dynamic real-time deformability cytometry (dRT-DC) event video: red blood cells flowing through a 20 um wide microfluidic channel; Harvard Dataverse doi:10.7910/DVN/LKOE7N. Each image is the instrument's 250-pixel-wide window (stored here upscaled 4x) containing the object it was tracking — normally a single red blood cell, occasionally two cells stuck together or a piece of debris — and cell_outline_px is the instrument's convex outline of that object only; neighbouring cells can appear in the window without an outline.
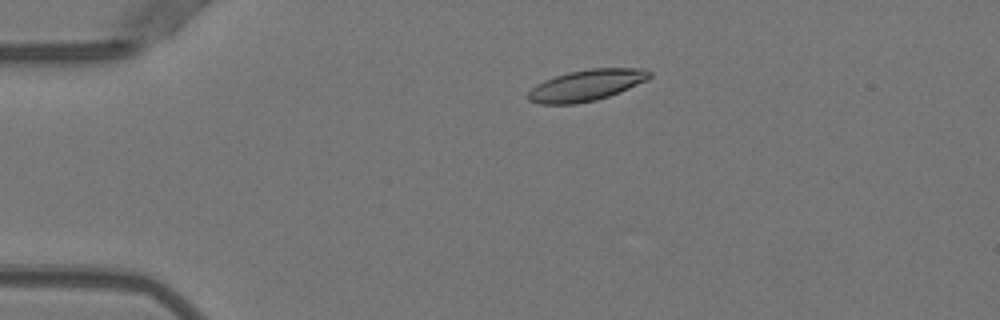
{"species": "Egyptian fruit bat (a non-hibernating species)", "species_latin": "Rousettus aegyptiacus", "temperature_condition": "warm", "stored_images_in_passage": 35, "camera_frame_rate_fps": 3000, "um_per_image_px": 0.085, "animal": {"sex": "female"}, "frame": {"image": 1, "passage_image": 1, "time_ms": 0.0, "image_size_px": [1000, 320], "cell_outline_px": [[652, 76], [648, 80], [620, 92], [596, 100], [576, 104], [540, 104], [528, 100], [528, 92], [536, 84], [544, 80], [568, 72], [592, 68], [644, 68], [652, 72]], "centroid_in_image_um": [49.87, 7.24], "position_along_channel_um": 35.1, "area_um2": 22.2}}
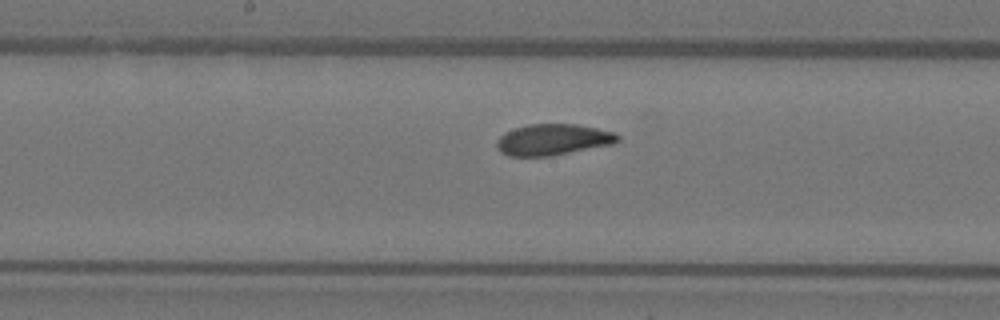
{"frame": {"image": 2, "passage_image": 17, "time_ms": 5.333, "image_size_px": [1000, 320], "cell_outline_px": [[620, 140], [612, 144], [552, 156], [508, 156], [500, 152], [496, 144], [496, 140], [504, 132], [528, 124], [576, 124], [616, 132], [620, 136]], "centroid_in_image_um": [47.0, 11.87], "position_along_channel_um": 201.2, "area_um2": 22.08}}
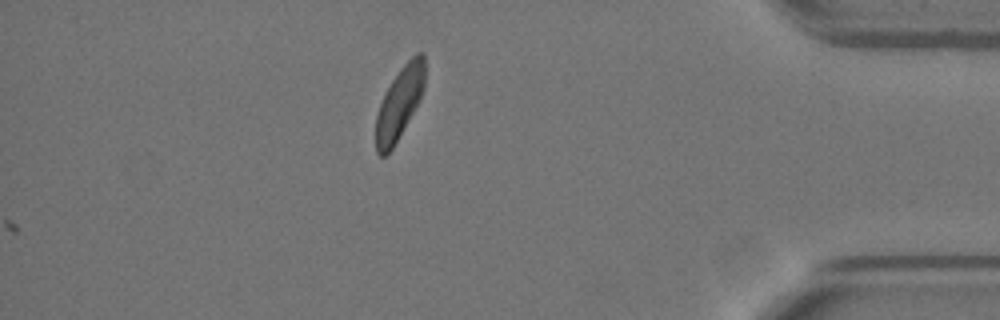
{"frame": {"image": 3, "passage_image": 35, "time_ms": 11.333, "image_size_px": [1000, 320], "cell_outline_px": [[424, 88], [420, 100], [392, 148], [384, 156], [380, 156], [376, 152], [376, 116], [384, 92], [400, 68], [416, 52], [424, 52]], "centroid_in_image_um": [33.95, 8.73], "position_along_channel_um": 401.2, "area_um2": 20.35}, "authors_computed_cell_mechanics": {"area_um2": 22.0218, "velocity_mm_per_s": 3.9627, "shape_relaxation_time_tau1_ms": 3.907, "shape_relaxation_time_tau2_ms": 2.2341, "deformation_change_tau1": 0.1376, "deformation_change_tau2": 0.0756}}